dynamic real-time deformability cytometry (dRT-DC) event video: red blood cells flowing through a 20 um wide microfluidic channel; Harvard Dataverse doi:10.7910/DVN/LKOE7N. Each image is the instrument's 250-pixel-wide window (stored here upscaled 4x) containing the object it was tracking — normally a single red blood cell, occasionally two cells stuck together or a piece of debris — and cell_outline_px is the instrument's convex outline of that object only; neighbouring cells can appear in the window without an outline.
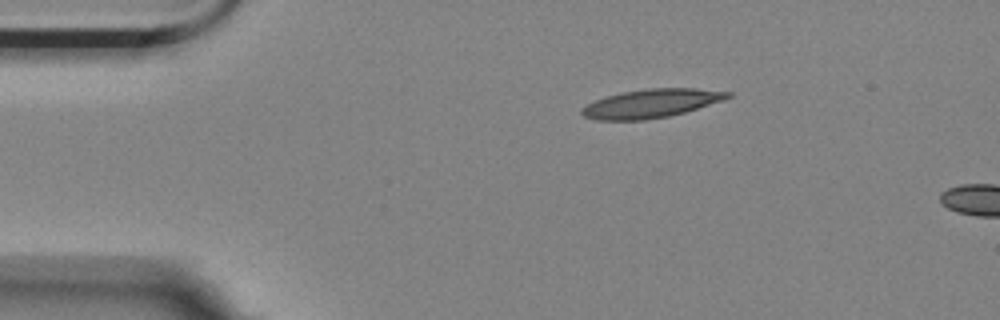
{"species": "Egyptian fruit bat (a non-hibernating species)", "species_latin": "Rousettus aegyptiacus", "temperature_condition": "room temperature", "stored_images_in_passage": 2, "camera_frame_rate_fps": 3000, "um_per_image_px": 0.085, "animal": {"sex": "female"}, "frame": {"image": 1, "passage_image": 1, "time_ms": 0.0, "image_size_px": [1000, 320], "cell_outline_px": [[732, 96], [724, 100], [684, 112], [668, 116], [644, 120], [596, 120], [584, 116], [580, 112], [580, 108], [604, 96], [620, 92], [648, 88], [696, 88], [732, 92]], "centroid_in_image_um": [55.34, 8.78], "position_along_channel_um": 29.7, "area_um2": 24.39}}